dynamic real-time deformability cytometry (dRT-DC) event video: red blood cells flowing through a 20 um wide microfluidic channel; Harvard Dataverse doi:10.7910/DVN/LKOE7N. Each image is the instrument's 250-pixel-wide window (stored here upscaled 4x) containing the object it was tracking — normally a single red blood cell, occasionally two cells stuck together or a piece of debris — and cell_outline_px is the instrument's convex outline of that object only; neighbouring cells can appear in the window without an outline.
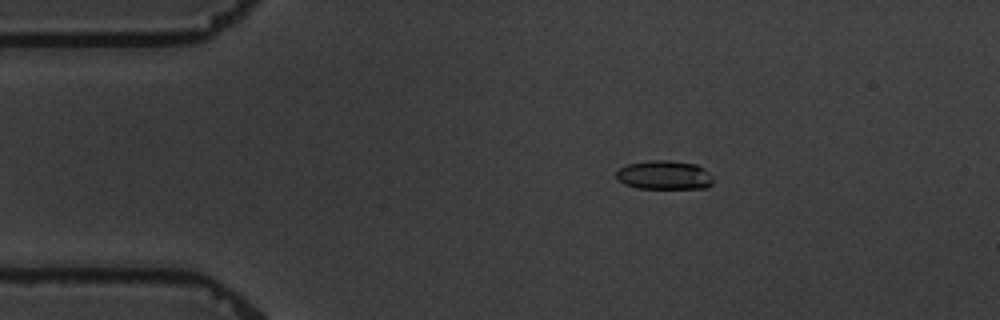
{"species": "common noctule bat (a hibernating species)", "species_latin": "Nyctalus noctula", "temperature_condition": "warm", "stored_images_in_passage": 5, "camera_frame_rate_fps": 3000, "um_per_image_px": 0.085, "animal": {"sex": "male", "body_mass_g": 19.5, "forearm_length_mm": 54.6}, "frame": {"image": 1, "passage_image": 3, "time_ms": 2.667, "image_size_px": [1000, 320], "cell_outline_px": [[712, 184], [708, 188], [640, 188], [624, 184], [616, 180], [616, 172], [620, 168], [628, 164], [652, 160], [668, 160], [696, 164], [704, 168], [712, 176]], "centroid_in_image_um": [56.47, 14.88], "position_along_channel_um": 28.5, "area_um2": 16.36}}
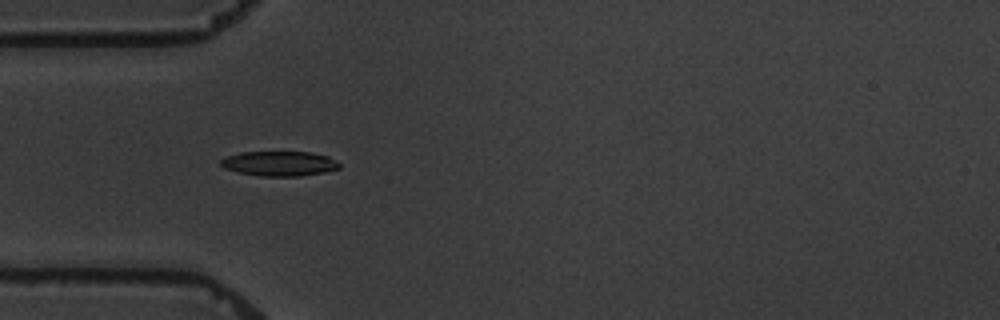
{"frame": {"image": 2, "passage_image": 5, "time_ms": 5.0, "image_size_px": [1000, 320], "cell_outline_px": [[340, 168], [324, 172], [300, 176], [260, 176], [240, 172], [224, 168], [220, 164], [220, 160], [228, 156], [240, 152], [312, 152], [328, 156], [336, 160], [340, 164]], "centroid_in_image_um": [23.77, 13.9], "position_along_channel_um": 61.2, "area_um2": 17.11}}